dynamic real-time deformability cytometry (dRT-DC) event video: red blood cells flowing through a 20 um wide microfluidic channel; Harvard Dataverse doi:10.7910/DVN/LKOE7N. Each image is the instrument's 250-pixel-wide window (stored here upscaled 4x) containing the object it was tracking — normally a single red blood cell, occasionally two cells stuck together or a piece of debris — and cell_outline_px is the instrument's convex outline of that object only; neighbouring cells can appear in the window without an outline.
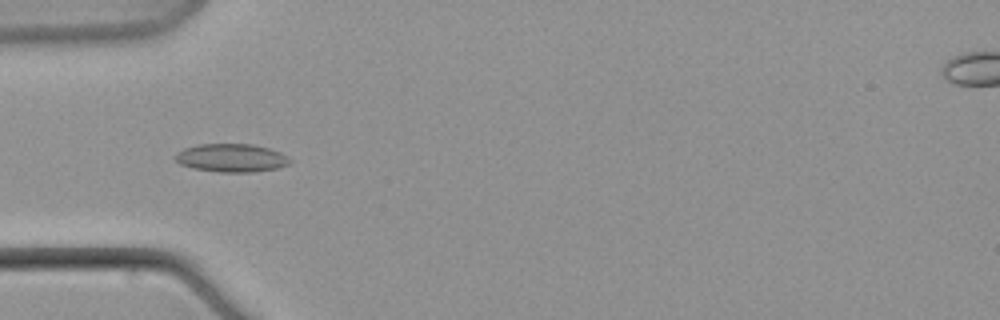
{"species": "common noctule bat (a hibernating species)", "species_latin": "Nyctalus noctula", "temperature_condition": "warm", "stored_images_in_passage": 8, "camera_frame_rate_fps": 3000, "um_per_image_px": 0.085, "animal": {"sex": "male", "body_mass_g": 21.5, "forearm_length_mm": 52.0}, "frame": {"image": 1, "passage_image": 7, "time_ms": 8.333, "image_size_px": [1000, 320], "cell_outline_px": [[292, 160], [288, 164], [276, 168], [252, 172], [220, 172], [192, 168], [180, 164], [172, 156], [176, 152], [184, 148], [200, 144], [252, 144], [268, 148], [280, 152], [288, 156]], "centroid_in_image_um": [19.64, 13.42], "position_along_channel_um": 65.4, "area_um2": 18.9}}